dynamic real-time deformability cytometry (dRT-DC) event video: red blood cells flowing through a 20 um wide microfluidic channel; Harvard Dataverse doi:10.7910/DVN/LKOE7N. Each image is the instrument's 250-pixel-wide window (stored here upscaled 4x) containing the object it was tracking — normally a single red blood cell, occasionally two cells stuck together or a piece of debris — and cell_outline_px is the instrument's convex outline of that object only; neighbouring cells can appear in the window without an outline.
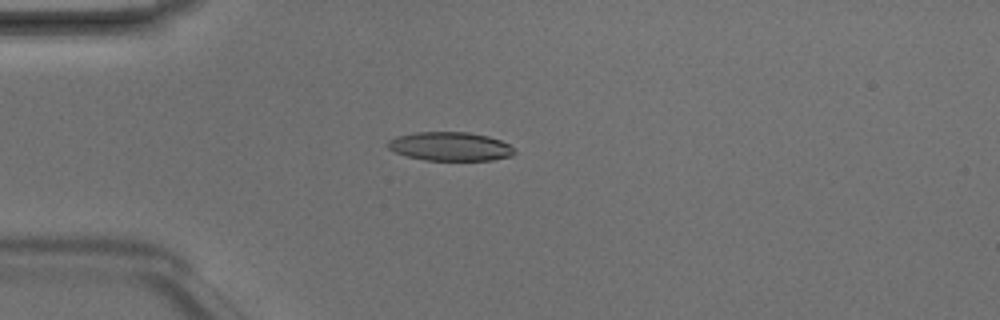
{"species": "Egyptian fruit bat (a non-hibernating species)", "species_latin": "Rousettus aegyptiacus", "temperature_condition": "room temperature", "stored_images_in_passage": 3, "camera_frame_rate_fps": 3000, "um_per_image_px": 0.085, "animal": {"sex": "male"}, "frame": {"image": 1, "passage_image": 3, "time_ms": 0.667, "image_size_px": [1000, 320], "cell_outline_px": [[516, 152], [512, 156], [492, 160], [424, 160], [408, 156], [396, 152], [388, 148], [388, 140], [396, 136], [416, 132], [468, 132], [488, 136], [500, 140], [516, 148]], "centroid_in_image_um": [38.3, 12.44], "position_along_channel_um": 46.7, "area_um2": 21.27}}